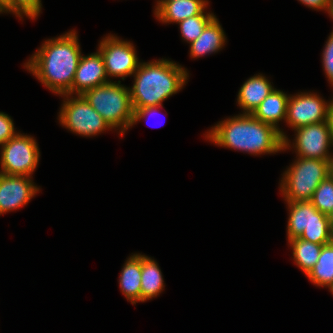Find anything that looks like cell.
Listing matches in <instances>:
<instances>
[{
	"label": "cell",
	"instance_id": "6da1fadb",
	"mask_svg": "<svg viewBox=\"0 0 333 333\" xmlns=\"http://www.w3.org/2000/svg\"><path fill=\"white\" fill-rule=\"evenodd\" d=\"M81 56L77 34L71 30L46 40L24 67L53 93L72 95V84Z\"/></svg>",
	"mask_w": 333,
	"mask_h": 333
},
{
	"label": "cell",
	"instance_id": "7a4b0ae2",
	"mask_svg": "<svg viewBox=\"0 0 333 333\" xmlns=\"http://www.w3.org/2000/svg\"><path fill=\"white\" fill-rule=\"evenodd\" d=\"M205 136L218 146L255 156L284 150L280 130L247 113L220 121Z\"/></svg>",
	"mask_w": 333,
	"mask_h": 333
},
{
	"label": "cell",
	"instance_id": "3957f363",
	"mask_svg": "<svg viewBox=\"0 0 333 333\" xmlns=\"http://www.w3.org/2000/svg\"><path fill=\"white\" fill-rule=\"evenodd\" d=\"M188 75L184 67L167 59L140 62L129 88L133 110L162 106L164 100L183 89Z\"/></svg>",
	"mask_w": 333,
	"mask_h": 333
},
{
	"label": "cell",
	"instance_id": "277c9868",
	"mask_svg": "<svg viewBox=\"0 0 333 333\" xmlns=\"http://www.w3.org/2000/svg\"><path fill=\"white\" fill-rule=\"evenodd\" d=\"M119 80L109 81L82 94L85 100L103 117L112 129H120L122 136L132 127L133 107L130 90Z\"/></svg>",
	"mask_w": 333,
	"mask_h": 333
},
{
	"label": "cell",
	"instance_id": "5b68a950",
	"mask_svg": "<svg viewBox=\"0 0 333 333\" xmlns=\"http://www.w3.org/2000/svg\"><path fill=\"white\" fill-rule=\"evenodd\" d=\"M283 174L280 191L286 202L311 201L320 182L330 175V162L298 157Z\"/></svg>",
	"mask_w": 333,
	"mask_h": 333
},
{
	"label": "cell",
	"instance_id": "8992f818",
	"mask_svg": "<svg viewBox=\"0 0 333 333\" xmlns=\"http://www.w3.org/2000/svg\"><path fill=\"white\" fill-rule=\"evenodd\" d=\"M287 204L289 209L288 240L299 237L321 245L333 241L328 215L318 211L310 201L287 202Z\"/></svg>",
	"mask_w": 333,
	"mask_h": 333
},
{
	"label": "cell",
	"instance_id": "52a82bcc",
	"mask_svg": "<svg viewBox=\"0 0 333 333\" xmlns=\"http://www.w3.org/2000/svg\"><path fill=\"white\" fill-rule=\"evenodd\" d=\"M63 96L66 98H64L63 106L58 115L62 126L73 133L86 137L112 129L82 95L73 97L70 94H64Z\"/></svg>",
	"mask_w": 333,
	"mask_h": 333
},
{
	"label": "cell",
	"instance_id": "ba28073f",
	"mask_svg": "<svg viewBox=\"0 0 333 333\" xmlns=\"http://www.w3.org/2000/svg\"><path fill=\"white\" fill-rule=\"evenodd\" d=\"M1 174L31 177L40 157L36 140L28 135L17 133L1 146Z\"/></svg>",
	"mask_w": 333,
	"mask_h": 333
},
{
	"label": "cell",
	"instance_id": "9c48e42d",
	"mask_svg": "<svg viewBox=\"0 0 333 333\" xmlns=\"http://www.w3.org/2000/svg\"><path fill=\"white\" fill-rule=\"evenodd\" d=\"M108 77H121L122 80L131 76L140 64L135 47L129 41L109 35L100 41L99 48Z\"/></svg>",
	"mask_w": 333,
	"mask_h": 333
},
{
	"label": "cell",
	"instance_id": "30bf717a",
	"mask_svg": "<svg viewBox=\"0 0 333 333\" xmlns=\"http://www.w3.org/2000/svg\"><path fill=\"white\" fill-rule=\"evenodd\" d=\"M293 148L296 157L331 161L333 154L329 153L333 139L327 121L309 124L295 129Z\"/></svg>",
	"mask_w": 333,
	"mask_h": 333
},
{
	"label": "cell",
	"instance_id": "8fae6325",
	"mask_svg": "<svg viewBox=\"0 0 333 333\" xmlns=\"http://www.w3.org/2000/svg\"><path fill=\"white\" fill-rule=\"evenodd\" d=\"M329 103L317 94L301 92L288 99L286 123L293 130L327 120Z\"/></svg>",
	"mask_w": 333,
	"mask_h": 333
},
{
	"label": "cell",
	"instance_id": "7c38bea8",
	"mask_svg": "<svg viewBox=\"0 0 333 333\" xmlns=\"http://www.w3.org/2000/svg\"><path fill=\"white\" fill-rule=\"evenodd\" d=\"M31 178L0 173V215L25 206L39 192Z\"/></svg>",
	"mask_w": 333,
	"mask_h": 333
},
{
	"label": "cell",
	"instance_id": "4fadbf2b",
	"mask_svg": "<svg viewBox=\"0 0 333 333\" xmlns=\"http://www.w3.org/2000/svg\"><path fill=\"white\" fill-rule=\"evenodd\" d=\"M103 57L99 50L87 56H81L72 84V94L82 95L89 89L101 86L107 79Z\"/></svg>",
	"mask_w": 333,
	"mask_h": 333
},
{
	"label": "cell",
	"instance_id": "5bb4252c",
	"mask_svg": "<svg viewBox=\"0 0 333 333\" xmlns=\"http://www.w3.org/2000/svg\"><path fill=\"white\" fill-rule=\"evenodd\" d=\"M289 97L290 95L288 96L283 91L275 88L251 113L254 118L280 130V134L284 139V150H287V148L289 149L291 144H289L290 140L285 133L279 128L278 123L282 119L286 120Z\"/></svg>",
	"mask_w": 333,
	"mask_h": 333
},
{
	"label": "cell",
	"instance_id": "9a60e30c",
	"mask_svg": "<svg viewBox=\"0 0 333 333\" xmlns=\"http://www.w3.org/2000/svg\"><path fill=\"white\" fill-rule=\"evenodd\" d=\"M273 90L274 87L265 76L255 75L241 86L237 103L243 109V113L251 114Z\"/></svg>",
	"mask_w": 333,
	"mask_h": 333
},
{
	"label": "cell",
	"instance_id": "2e32d148",
	"mask_svg": "<svg viewBox=\"0 0 333 333\" xmlns=\"http://www.w3.org/2000/svg\"><path fill=\"white\" fill-rule=\"evenodd\" d=\"M208 0H174L165 2L154 14L163 23H179L187 18L200 15Z\"/></svg>",
	"mask_w": 333,
	"mask_h": 333
},
{
	"label": "cell",
	"instance_id": "e0dca14e",
	"mask_svg": "<svg viewBox=\"0 0 333 333\" xmlns=\"http://www.w3.org/2000/svg\"><path fill=\"white\" fill-rule=\"evenodd\" d=\"M119 286L132 304L141 302V254H133L126 260L119 277Z\"/></svg>",
	"mask_w": 333,
	"mask_h": 333
},
{
	"label": "cell",
	"instance_id": "ac0fdd59",
	"mask_svg": "<svg viewBox=\"0 0 333 333\" xmlns=\"http://www.w3.org/2000/svg\"><path fill=\"white\" fill-rule=\"evenodd\" d=\"M225 33L215 17L203 33L190 44V57L199 58L206 54L216 53L225 45Z\"/></svg>",
	"mask_w": 333,
	"mask_h": 333
},
{
	"label": "cell",
	"instance_id": "d6986e66",
	"mask_svg": "<svg viewBox=\"0 0 333 333\" xmlns=\"http://www.w3.org/2000/svg\"><path fill=\"white\" fill-rule=\"evenodd\" d=\"M164 286L158 263L151 257L141 255V302L155 298Z\"/></svg>",
	"mask_w": 333,
	"mask_h": 333
},
{
	"label": "cell",
	"instance_id": "ffe728a7",
	"mask_svg": "<svg viewBox=\"0 0 333 333\" xmlns=\"http://www.w3.org/2000/svg\"><path fill=\"white\" fill-rule=\"evenodd\" d=\"M307 277L315 285L333 291V241L322 246L318 261Z\"/></svg>",
	"mask_w": 333,
	"mask_h": 333
},
{
	"label": "cell",
	"instance_id": "44dd1931",
	"mask_svg": "<svg viewBox=\"0 0 333 333\" xmlns=\"http://www.w3.org/2000/svg\"><path fill=\"white\" fill-rule=\"evenodd\" d=\"M288 242L293 251L294 262L307 276L317 263L323 245L305 241L299 237Z\"/></svg>",
	"mask_w": 333,
	"mask_h": 333
},
{
	"label": "cell",
	"instance_id": "7402d4cb",
	"mask_svg": "<svg viewBox=\"0 0 333 333\" xmlns=\"http://www.w3.org/2000/svg\"><path fill=\"white\" fill-rule=\"evenodd\" d=\"M213 13L205 12L183 21H180L179 28L181 31L182 39L191 44L195 41L204 31V28L215 18Z\"/></svg>",
	"mask_w": 333,
	"mask_h": 333
},
{
	"label": "cell",
	"instance_id": "603a6c76",
	"mask_svg": "<svg viewBox=\"0 0 333 333\" xmlns=\"http://www.w3.org/2000/svg\"><path fill=\"white\" fill-rule=\"evenodd\" d=\"M42 4L41 0H5L0 6V13H13L20 19L23 15L35 19L40 14Z\"/></svg>",
	"mask_w": 333,
	"mask_h": 333
},
{
	"label": "cell",
	"instance_id": "cb8c5ba5",
	"mask_svg": "<svg viewBox=\"0 0 333 333\" xmlns=\"http://www.w3.org/2000/svg\"><path fill=\"white\" fill-rule=\"evenodd\" d=\"M310 202L325 215L333 211V178L330 175L320 182Z\"/></svg>",
	"mask_w": 333,
	"mask_h": 333
},
{
	"label": "cell",
	"instance_id": "d4e9b609",
	"mask_svg": "<svg viewBox=\"0 0 333 333\" xmlns=\"http://www.w3.org/2000/svg\"><path fill=\"white\" fill-rule=\"evenodd\" d=\"M322 54L323 68L331 84L333 82V31L328 37Z\"/></svg>",
	"mask_w": 333,
	"mask_h": 333
},
{
	"label": "cell",
	"instance_id": "484cf974",
	"mask_svg": "<svg viewBox=\"0 0 333 333\" xmlns=\"http://www.w3.org/2000/svg\"><path fill=\"white\" fill-rule=\"evenodd\" d=\"M15 132L14 123L11 117L4 112H0V145L5 144L10 138H13Z\"/></svg>",
	"mask_w": 333,
	"mask_h": 333
},
{
	"label": "cell",
	"instance_id": "4316f807",
	"mask_svg": "<svg viewBox=\"0 0 333 333\" xmlns=\"http://www.w3.org/2000/svg\"><path fill=\"white\" fill-rule=\"evenodd\" d=\"M159 108H162V106H152L134 110L132 126L141 119L147 118L146 116H148L149 114L152 115L156 113Z\"/></svg>",
	"mask_w": 333,
	"mask_h": 333
},
{
	"label": "cell",
	"instance_id": "83f0119b",
	"mask_svg": "<svg viewBox=\"0 0 333 333\" xmlns=\"http://www.w3.org/2000/svg\"><path fill=\"white\" fill-rule=\"evenodd\" d=\"M305 6H308L309 8L315 9V10H326L328 8L329 0H298Z\"/></svg>",
	"mask_w": 333,
	"mask_h": 333
},
{
	"label": "cell",
	"instance_id": "f1b7e54d",
	"mask_svg": "<svg viewBox=\"0 0 333 333\" xmlns=\"http://www.w3.org/2000/svg\"><path fill=\"white\" fill-rule=\"evenodd\" d=\"M327 124L333 139V103L329 102L328 109H327Z\"/></svg>",
	"mask_w": 333,
	"mask_h": 333
},
{
	"label": "cell",
	"instance_id": "f546056e",
	"mask_svg": "<svg viewBox=\"0 0 333 333\" xmlns=\"http://www.w3.org/2000/svg\"><path fill=\"white\" fill-rule=\"evenodd\" d=\"M327 12L330 17L333 19V0H329Z\"/></svg>",
	"mask_w": 333,
	"mask_h": 333
},
{
	"label": "cell",
	"instance_id": "4dcf8cb0",
	"mask_svg": "<svg viewBox=\"0 0 333 333\" xmlns=\"http://www.w3.org/2000/svg\"><path fill=\"white\" fill-rule=\"evenodd\" d=\"M167 1H174V0H158L157 1V5L155 6V10H154V13Z\"/></svg>",
	"mask_w": 333,
	"mask_h": 333
},
{
	"label": "cell",
	"instance_id": "1f68e13d",
	"mask_svg": "<svg viewBox=\"0 0 333 333\" xmlns=\"http://www.w3.org/2000/svg\"><path fill=\"white\" fill-rule=\"evenodd\" d=\"M329 217V222H330V228L333 234V211L328 215Z\"/></svg>",
	"mask_w": 333,
	"mask_h": 333
},
{
	"label": "cell",
	"instance_id": "d6a6232c",
	"mask_svg": "<svg viewBox=\"0 0 333 333\" xmlns=\"http://www.w3.org/2000/svg\"><path fill=\"white\" fill-rule=\"evenodd\" d=\"M330 176L333 178V157L331 158L330 161Z\"/></svg>",
	"mask_w": 333,
	"mask_h": 333
},
{
	"label": "cell",
	"instance_id": "836d02e7",
	"mask_svg": "<svg viewBox=\"0 0 333 333\" xmlns=\"http://www.w3.org/2000/svg\"><path fill=\"white\" fill-rule=\"evenodd\" d=\"M5 2V0H0V6Z\"/></svg>",
	"mask_w": 333,
	"mask_h": 333
},
{
	"label": "cell",
	"instance_id": "e575fe53",
	"mask_svg": "<svg viewBox=\"0 0 333 333\" xmlns=\"http://www.w3.org/2000/svg\"><path fill=\"white\" fill-rule=\"evenodd\" d=\"M331 86H333V82L331 83ZM330 103H333V98H332V101H330Z\"/></svg>",
	"mask_w": 333,
	"mask_h": 333
}]
</instances>
